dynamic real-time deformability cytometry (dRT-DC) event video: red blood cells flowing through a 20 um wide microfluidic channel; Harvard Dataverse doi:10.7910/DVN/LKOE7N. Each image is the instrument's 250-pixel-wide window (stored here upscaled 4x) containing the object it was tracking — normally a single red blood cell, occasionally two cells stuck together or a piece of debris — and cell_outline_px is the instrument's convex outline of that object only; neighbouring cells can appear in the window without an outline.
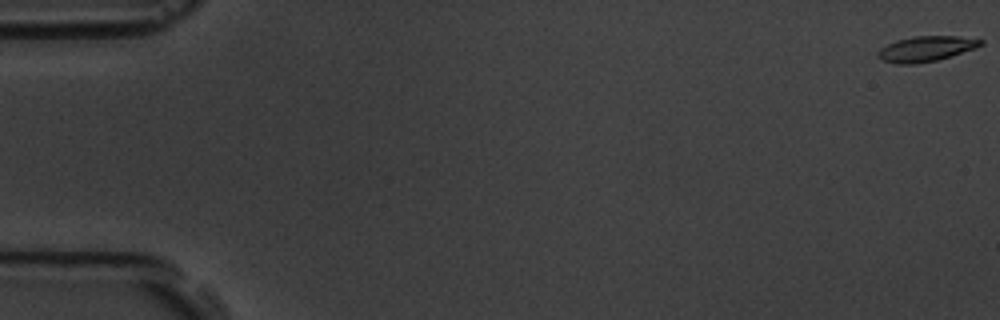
{"species": "common noctule bat (a hibernating species)", "species_latin": "Nyctalus noctula", "temperature_condition": "room temperature", "stored_images_in_passage": 7, "camera_frame_rate_fps": 3000, "um_per_image_px": 0.085, "animal": {"sex": "male", "body_mass_g": 19.5, "forearm_length_mm": 54.6}, "frame": {"image": 1, "passage_image": 1, "time_ms": 0.0, "image_size_px": [1000, 320], "cell_outline_px": [[984, 44], [976, 48], [936, 60], [916, 64], [896, 64], [884, 60], [876, 56], [880, 48], [896, 40], [912, 36], [956, 36], [984, 40]], "centroid_in_image_um": [78.71, 4.14], "position_along_channel_um": 6.3, "area_um2": 15.09}}
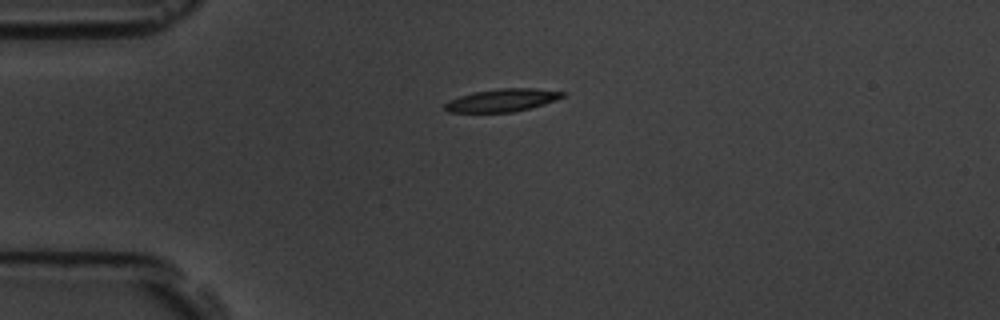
{"frame": {"image": 2, "passage_image": 5, "time_ms": 4.667, "image_size_px": [1000, 320], "cell_outline_px": [[564, 96], [556, 100], [544, 104], [512, 112], [448, 112], [444, 108], [444, 104], [448, 100], [472, 92], [500, 88], [536, 88], [564, 92]], "centroid_in_image_um": [42.66, 8.51], "position_along_channel_um": 42.3, "area_um2": 15.55}}
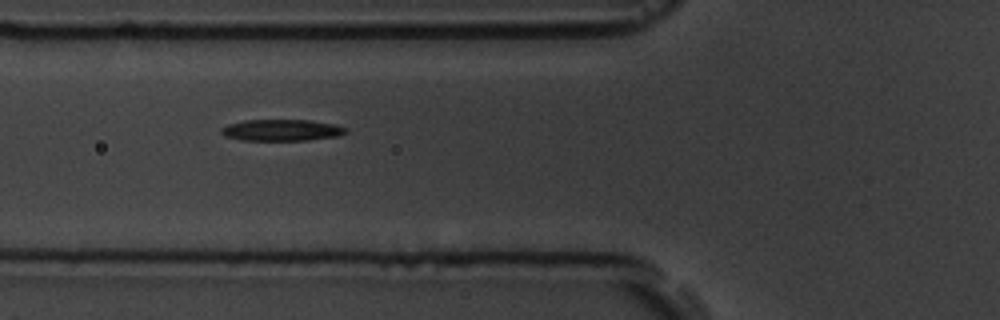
{"frame": {"image": 3, "passage_image": 7, "time_ms": 7.0, "image_size_px": [1000, 320], "cell_outline_px": [[348, 132], [340, 136], [308, 140], [240, 140], [224, 136], [220, 132], [220, 128], [228, 124], [244, 120], [312, 120], [336, 124], [348, 128]], "centroid_in_image_um": [23.97, 11.06], "position_along_channel_um": 101.8, "area_um2": 15.84}}